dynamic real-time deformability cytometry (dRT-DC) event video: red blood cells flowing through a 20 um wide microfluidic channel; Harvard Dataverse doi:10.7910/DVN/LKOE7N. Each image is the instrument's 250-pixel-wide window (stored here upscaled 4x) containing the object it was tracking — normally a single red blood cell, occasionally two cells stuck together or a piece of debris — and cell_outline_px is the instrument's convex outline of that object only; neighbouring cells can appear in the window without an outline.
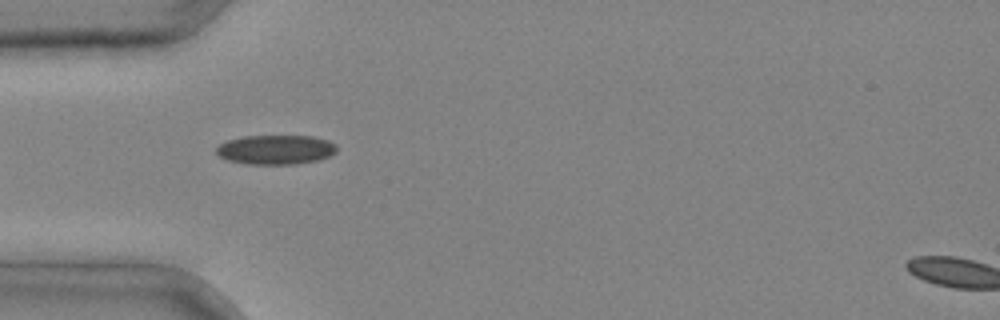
{"species": "common noctule bat (a hibernating species)", "species_latin": "Nyctalus noctula", "temperature_condition": "cold", "stored_images_in_passage": 1, "camera_frame_rate_fps": 3000, "um_per_image_px": 0.085, "animal": {"sex": "male", "body_mass_g": 20.4}, "frame": {"image": 1, "passage_image": 1, "time_ms": 0.0, "image_size_px": [1000, 320], "cell_outline_px": [[336, 152], [320, 160], [296, 164], [244, 164], [228, 160], [220, 156], [216, 152], [216, 148], [220, 144], [228, 140], [244, 136], [312, 136], [328, 140], [336, 144]], "centroid_in_image_um": [23.45, 12.72], "position_along_channel_um": 61.6, "area_um2": 20.69}}